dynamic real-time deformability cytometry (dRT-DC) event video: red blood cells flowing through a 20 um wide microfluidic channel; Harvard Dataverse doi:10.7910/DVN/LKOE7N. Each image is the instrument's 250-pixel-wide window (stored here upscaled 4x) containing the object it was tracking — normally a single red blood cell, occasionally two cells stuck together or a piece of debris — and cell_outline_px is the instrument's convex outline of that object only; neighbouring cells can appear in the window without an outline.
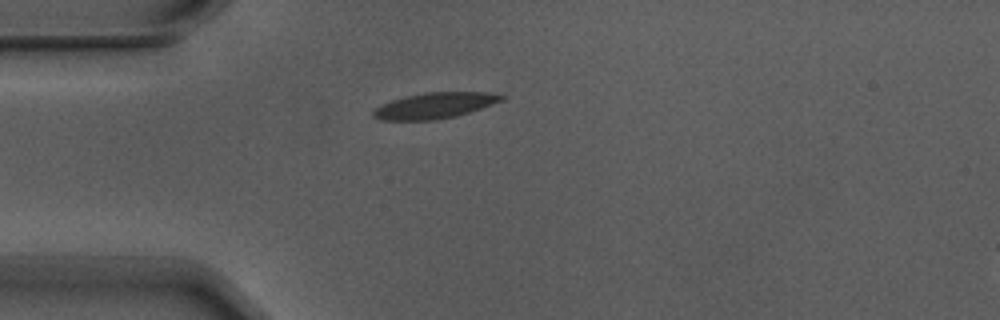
{"species": "Egyptian fruit bat (a non-hibernating species)", "species_latin": "Rousettus aegyptiacus", "temperature_condition": "warm", "stored_images_in_passage": 2, "segment_of_instrument_passage": [1, 2], "camera_frame_rate_fps": 3000, "um_per_image_px": 0.085, "animal": {"sex": "male"}, "frame": {"image": 1, "passage_image": 1, "time_ms": 0.0, "image_size_px": [1000, 320], "cell_outline_px": [[508, 96], [504, 100], [456, 116], [432, 120], [380, 120], [372, 116], [372, 112], [376, 108], [392, 100], [404, 96], [424, 92], [488, 92]], "centroid_in_image_um": [36.96, 8.96], "position_along_channel_um": 48.0, "area_um2": 19.25}}